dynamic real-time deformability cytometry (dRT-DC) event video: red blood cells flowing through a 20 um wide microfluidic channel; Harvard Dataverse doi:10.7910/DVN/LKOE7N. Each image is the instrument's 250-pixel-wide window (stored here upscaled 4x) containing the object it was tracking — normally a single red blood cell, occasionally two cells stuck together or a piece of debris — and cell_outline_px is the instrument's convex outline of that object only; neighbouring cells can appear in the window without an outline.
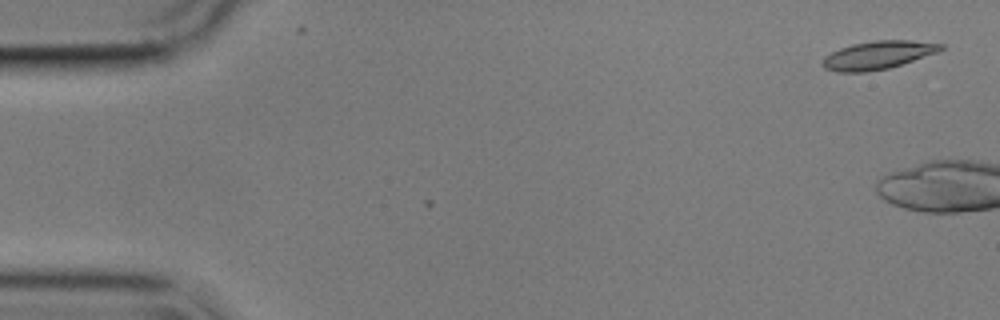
{"species": "common noctule bat (a hibernating species)", "species_latin": "Nyctalus noctula", "temperature_condition": "cold", "stored_images_in_passage": 2, "camera_frame_rate_fps": 3000, "um_per_image_px": 0.085, "animal": {"sex": "male", "body_mass_g": 17.9}, "frame": {"image": 1, "passage_image": 2, "time_ms": 0.333, "image_size_px": [1000, 320], "cell_outline_px": [[944, 48], [936, 52], [888, 68], [864, 72], [840, 72], [824, 68], [820, 64], [824, 56], [840, 48], [852, 44], [876, 40], [912, 40], [944, 44]], "centroid_in_image_um": [74.57, 4.67], "position_along_channel_um": 10.4, "area_um2": 19.19}}